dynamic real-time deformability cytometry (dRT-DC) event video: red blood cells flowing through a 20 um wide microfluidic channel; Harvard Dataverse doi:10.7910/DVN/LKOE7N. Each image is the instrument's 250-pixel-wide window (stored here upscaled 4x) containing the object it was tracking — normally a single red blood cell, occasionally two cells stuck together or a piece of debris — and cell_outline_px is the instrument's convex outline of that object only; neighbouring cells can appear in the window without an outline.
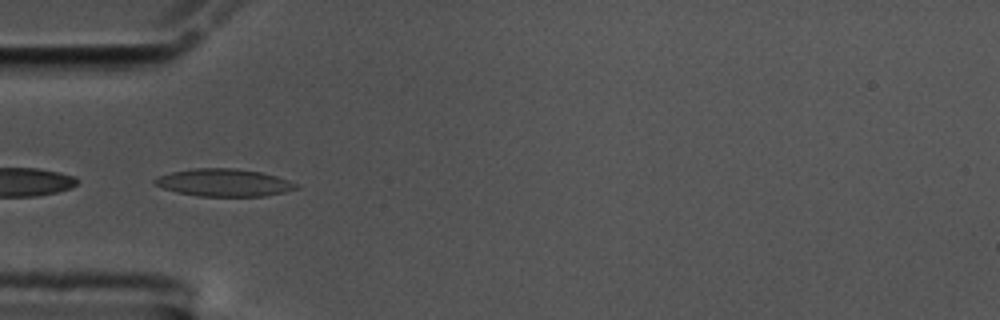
{"species": "common noctule bat (a hibernating species)", "species_latin": "Nyctalus noctula", "temperature_condition": "cold", "stored_images_in_passage": 22, "camera_frame_rate_fps": 3000, "um_per_image_px": 0.085, "animal": {"sex": "male", "body_mass_g": 17.5, "forearm_length_mm": 52.3}, "frame": {"image": 1, "passage_image": 1, "time_ms": 0.0, "image_size_px": [1000, 320], "cell_outline_px": [[300, 188], [284, 192], [264, 196], [200, 196], [176, 192], [152, 184], [152, 180], [156, 176], [172, 172], [192, 168], [236, 168], [260, 172], [276, 176], [300, 184]], "centroid_in_image_um": [19.02, 15.52], "position_along_channel_um": 66.0, "area_um2": 22.83}}